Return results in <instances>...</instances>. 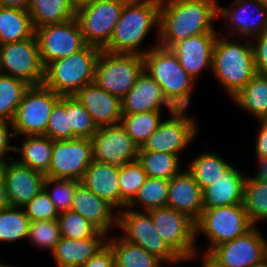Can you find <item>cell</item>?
I'll use <instances>...</instances> for the list:
<instances>
[{
    "label": "cell",
    "instance_id": "1",
    "mask_svg": "<svg viewBox=\"0 0 267 267\" xmlns=\"http://www.w3.org/2000/svg\"><path fill=\"white\" fill-rule=\"evenodd\" d=\"M218 0H161L159 46L170 48L192 36L216 32Z\"/></svg>",
    "mask_w": 267,
    "mask_h": 267
},
{
    "label": "cell",
    "instance_id": "2",
    "mask_svg": "<svg viewBox=\"0 0 267 267\" xmlns=\"http://www.w3.org/2000/svg\"><path fill=\"white\" fill-rule=\"evenodd\" d=\"M160 6L161 0H127L112 37L102 50L143 56L157 46L158 44H155L147 49L140 47L153 28L159 39Z\"/></svg>",
    "mask_w": 267,
    "mask_h": 267
},
{
    "label": "cell",
    "instance_id": "3",
    "mask_svg": "<svg viewBox=\"0 0 267 267\" xmlns=\"http://www.w3.org/2000/svg\"><path fill=\"white\" fill-rule=\"evenodd\" d=\"M223 32L215 40L211 72L231 99L250 82L256 69L251 39L240 42Z\"/></svg>",
    "mask_w": 267,
    "mask_h": 267
},
{
    "label": "cell",
    "instance_id": "4",
    "mask_svg": "<svg viewBox=\"0 0 267 267\" xmlns=\"http://www.w3.org/2000/svg\"><path fill=\"white\" fill-rule=\"evenodd\" d=\"M143 58L144 70L161 87L167 101L176 110H187L196 83L181 67L176 55L169 48L157 45Z\"/></svg>",
    "mask_w": 267,
    "mask_h": 267
},
{
    "label": "cell",
    "instance_id": "5",
    "mask_svg": "<svg viewBox=\"0 0 267 267\" xmlns=\"http://www.w3.org/2000/svg\"><path fill=\"white\" fill-rule=\"evenodd\" d=\"M100 48L86 45L70 56L54 60L44 68L43 85L60 96H74L93 83Z\"/></svg>",
    "mask_w": 267,
    "mask_h": 267
},
{
    "label": "cell",
    "instance_id": "6",
    "mask_svg": "<svg viewBox=\"0 0 267 267\" xmlns=\"http://www.w3.org/2000/svg\"><path fill=\"white\" fill-rule=\"evenodd\" d=\"M195 225L196 243L199 235H204L210 242L204 251L206 253H210L217 245L244 235L253 227L244 203L204 208Z\"/></svg>",
    "mask_w": 267,
    "mask_h": 267
},
{
    "label": "cell",
    "instance_id": "7",
    "mask_svg": "<svg viewBox=\"0 0 267 267\" xmlns=\"http://www.w3.org/2000/svg\"><path fill=\"white\" fill-rule=\"evenodd\" d=\"M118 229L122 238L156 255L168 266L185 262L161 237L151 215L136 208H124L118 212Z\"/></svg>",
    "mask_w": 267,
    "mask_h": 267
},
{
    "label": "cell",
    "instance_id": "8",
    "mask_svg": "<svg viewBox=\"0 0 267 267\" xmlns=\"http://www.w3.org/2000/svg\"><path fill=\"white\" fill-rule=\"evenodd\" d=\"M144 70V58L137 54L101 50L95 66L94 83L122 99Z\"/></svg>",
    "mask_w": 267,
    "mask_h": 267
},
{
    "label": "cell",
    "instance_id": "9",
    "mask_svg": "<svg viewBox=\"0 0 267 267\" xmlns=\"http://www.w3.org/2000/svg\"><path fill=\"white\" fill-rule=\"evenodd\" d=\"M152 222L167 244L185 261L197 259L200 249L196 245L195 221L188 215L169 207L147 211Z\"/></svg>",
    "mask_w": 267,
    "mask_h": 267
},
{
    "label": "cell",
    "instance_id": "10",
    "mask_svg": "<svg viewBox=\"0 0 267 267\" xmlns=\"http://www.w3.org/2000/svg\"><path fill=\"white\" fill-rule=\"evenodd\" d=\"M60 98V95L43 84L30 86L11 121L15 137L44 135L51 111Z\"/></svg>",
    "mask_w": 267,
    "mask_h": 267
},
{
    "label": "cell",
    "instance_id": "11",
    "mask_svg": "<svg viewBox=\"0 0 267 267\" xmlns=\"http://www.w3.org/2000/svg\"><path fill=\"white\" fill-rule=\"evenodd\" d=\"M127 0H95L75 11L87 45L103 49L110 41Z\"/></svg>",
    "mask_w": 267,
    "mask_h": 267
},
{
    "label": "cell",
    "instance_id": "12",
    "mask_svg": "<svg viewBox=\"0 0 267 267\" xmlns=\"http://www.w3.org/2000/svg\"><path fill=\"white\" fill-rule=\"evenodd\" d=\"M44 68L35 35L24 41L0 45L1 74L37 86L43 84Z\"/></svg>",
    "mask_w": 267,
    "mask_h": 267
},
{
    "label": "cell",
    "instance_id": "13",
    "mask_svg": "<svg viewBox=\"0 0 267 267\" xmlns=\"http://www.w3.org/2000/svg\"><path fill=\"white\" fill-rule=\"evenodd\" d=\"M168 119L162 120L154 133L139 147L138 151H155L179 156L198 133L197 119L187 110H175Z\"/></svg>",
    "mask_w": 267,
    "mask_h": 267
},
{
    "label": "cell",
    "instance_id": "14",
    "mask_svg": "<svg viewBox=\"0 0 267 267\" xmlns=\"http://www.w3.org/2000/svg\"><path fill=\"white\" fill-rule=\"evenodd\" d=\"M43 66L82 50L87 44L79 23L74 17L62 23L48 24L35 29Z\"/></svg>",
    "mask_w": 267,
    "mask_h": 267
},
{
    "label": "cell",
    "instance_id": "15",
    "mask_svg": "<svg viewBox=\"0 0 267 267\" xmlns=\"http://www.w3.org/2000/svg\"><path fill=\"white\" fill-rule=\"evenodd\" d=\"M93 160L89 138L53 141L51 164L45 177L81 181Z\"/></svg>",
    "mask_w": 267,
    "mask_h": 267
},
{
    "label": "cell",
    "instance_id": "16",
    "mask_svg": "<svg viewBox=\"0 0 267 267\" xmlns=\"http://www.w3.org/2000/svg\"><path fill=\"white\" fill-rule=\"evenodd\" d=\"M218 17L226 21L224 36L230 38L251 39L267 31V7L257 0H234L225 8L218 5Z\"/></svg>",
    "mask_w": 267,
    "mask_h": 267
},
{
    "label": "cell",
    "instance_id": "17",
    "mask_svg": "<svg viewBox=\"0 0 267 267\" xmlns=\"http://www.w3.org/2000/svg\"><path fill=\"white\" fill-rule=\"evenodd\" d=\"M209 254L223 267H253L267 259V238L253 226L244 235L217 245Z\"/></svg>",
    "mask_w": 267,
    "mask_h": 267
},
{
    "label": "cell",
    "instance_id": "18",
    "mask_svg": "<svg viewBox=\"0 0 267 267\" xmlns=\"http://www.w3.org/2000/svg\"><path fill=\"white\" fill-rule=\"evenodd\" d=\"M93 159L123 166L137 160L139 146L119 125L98 127L91 138Z\"/></svg>",
    "mask_w": 267,
    "mask_h": 267
},
{
    "label": "cell",
    "instance_id": "19",
    "mask_svg": "<svg viewBox=\"0 0 267 267\" xmlns=\"http://www.w3.org/2000/svg\"><path fill=\"white\" fill-rule=\"evenodd\" d=\"M219 33H206L182 39L169 49L176 55L181 67L197 80L207 67L212 71L215 40Z\"/></svg>",
    "mask_w": 267,
    "mask_h": 267
},
{
    "label": "cell",
    "instance_id": "20",
    "mask_svg": "<svg viewBox=\"0 0 267 267\" xmlns=\"http://www.w3.org/2000/svg\"><path fill=\"white\" fill-rule=\"evenodd\" d=\"M10 206L23 207L42 189L45 175L19 164L15 159L2 163Z\"/></svg>",
    "mask_w": 267,
    "mask_h": 267
},
{
    "label": "cell",
    "instance_id": "21",
    "mask_svg": "<svg viewBox=\"0 0 267 267\" xmlns=\"http://www.w3.org/2000/svg\"><path fill=\"white\" fill-rule=\"evenodd\" d=\"M74 97L87 110L97 127L120 124L123 115L121 99L96 83L84 86Z\"/></svg>",
    "mask_w": 267,
    "mask_h": 267
},
{
    "label": "cell",
    "instance_id": "22",
    "mask_svg": "<svg viewBox=\"0 0 267 267\" xmlns=\"http://www.w3.org/2000/svg\"><path fill=\"white\" fill-rule=\"evenodd\" d=\"M121 103L123 115L161 111L164 107L167 108L169 114L176 110L165 98L161 87L145 70L121 99Z\"/></svg>",
    "mask_w": 267,
    "mask_h": 267
},
{
    "label": "cell",
    "instance_id": "23",
    "mask_svg": "<svg viewBox=\"0 0 267 267\" xmlns=\"http://www.w3.org/2000/svg\"><path fill=\"white\" fill-rule=\"evenodd\" d=\"M71 211L82 215L107 235L113 227L118 228V211L82 182L76 186Z\"/></svg>",
    "mask_w": 267,
    "mask_h": 267
},
{
    "label": "cell",
    "instance_id": "24",
    "mask_svg": "<svg viewBox=\"0 0 267 267\" xmlns=\"http://www.w3.org/2000/svg\"><path fill=\"white\" fill-rule=\"evenodd\" d=\"M166 207L188 215L195 222L201 216L204 209L202 189L187 169L169 180Z\"/></svg>",
    "mask_w": 267,
    "mask_h": 267
},
{
    "label": "cell",
    "instance_id": "25",
    "mask_svg": "<svg viewBox=\"0 0 267 267\" xmlns=\"http://www.w3.org/2000/svg\"><path fill=\"white\" fill-rule=\"evenodd\" d=\"M119 166L92 160L81 182L98 197L121 211Z\"/></svg>",
    "mask_w": 267,
    "mask_h": 267
},
{
    "label": "cell",
    "instance_id": "26",
    "mask_svg": "<svg viewBox=\"0 0 267 267\" xmlns=\"http://www.w3.org/2000/svg\"><path fill=\"white\" fill-rule=\"evenodd\" d=\"M247 176L248 174L232 166L223 178L202 190L204 208L244 203Z\"/></svg>",
    "mask_w": 267,
    "mask_h": 267
},
{
    "label": "cell",
    "instance_id": "27",
    "mask_svg": "<svg viewBox=\"0 0 267 267\" xmlns=\"http://www.w3.org/2000/svg\"><path fill=\"white\" fill-rule=\"evenodd\" d=\"M107 237L68 239L61 237L51 253L55 267H79L85 264L106 243Z\"/></svg>",
    "mask_w": 267,
    "mask_h": 267
},
{
    "label": "cell",
    "instance_id": "28",
    "mask_svg": "<svg viewBox=\"0 0 267 267\" xmlns=\"http://www.w3.org/2000/svg\"><path fill=\"white\" fill-rule=\"evenodd\" d=\"M21 146L15 145V153H21L20 158H14L19 164L46 175L51 164L53 141L45 135H26Z\"/></svg>",
    "mask_w": 267,
    "mask_h": 267
},
{
    "label": "cell",
    "instance_id": "29",
    "mask_svg": "<svg viewBox=\"0 0 267 267\" xmlns=\"http://www.w3.org/2000/svg\"><path fill=\"white\" fill-rule=\"evenodd\" d=\"M34 35L28 10L0 6V45L24 41Z\"/></svg>",
    "mask_w": 267,
    "mask_h": 267
},
{
    "label": "cell",
    "instance_id": "30",
    "mask_svg": "<svg viewBox=\"0 0 267 267\" xmlns=\"http://www.w3.org/2000/svg\"><path fill=\"white\" fill-rule=\"evenodd\" d=\"M232 101L256 120L267 119V75L255 74Z\"/></svg>",
    "mask_w": 267,
    "mask_h": 267
},
{
    "label": "cell",
    "instance_id": "31",
    "mask_svg": "<svg viewBox=\"0 0 267 267\" xmlns=\"http://www.w3.org/2000/svg\"><path fill=\"white\" fill-rule=\"evenodd\" d=\"M107 244L114 254L115 267H164L166 265L156 255L132 244L121 236L107 237Z\"/></svg>",
    "mask_w": 267,
    "mask_h": 267
},
{
    "label": "cell",
    "instance_id": "32",
    "mask_svg": "<svg viewBox=\"0 0 267 267\" xmlns=\"http://www.w3.org/2000/svg\"><path fill=\"white\" fill-rule=\"evenodd\" d=\"M187 170L203 190L213 182L224 177L233 166L217 152H201L192 158Z\"/></svg>",
    "mask_w": 267,
    "mask_h": 267
},
{
    "label": "cell",
    "instance_id": "33",
    "mask_svg": "<svg viewBox=\"0 0 267 267\" xmlns=\"http://www.w3.org/2000/svg\"><path fill=\"white\" fill-rule=\"evenodd\" d=\"M27 10L35 29L71 20L76 11L69 0H30Z\"/></svg>",
    "mask_w": 267,
    "mask_h": 267
},
{
    "label": "cell",
    "instance_id": "34",
    "mask_svg": "<svg viewBox=\"0 0 267 267\" xmlns=\"http://www.w3.org/2000/svg\"><path fill=\"white\" fill-rule=\"evenodd\" d=\"M137 160L143 166L147 177L170 180L182 171L181 156L155 151H138Z\"/></svg>",
    "mask_w": 267,
    "mask_h": 267
},
{
    "label": "cell",
    "instance_id": "35",
    "mask_svg": "<svg viewBox=\"0 0 267 267\" xmlns=\"http://www.w3.org/2000/svg\"><path fill=\"white\" fill-rule=\"evenodd\" d=\"M244 206L253 226L267 221V181L247 176L245 182Z\"/></svg>",
    "mask_w": 267,
    "mask_h": 267
},
{
    "label": "cell",
    "instance_id": "36",
    "mask_svg": "<svg viewBox=\"0 0 267 267\" xmlns=\"http://www.w3.org/2000/svg\"><path fill=\"white\" fill-rule=\"evenodd\" d=\"M169 191V180L147 177L134 199L126 206L133 209L141 207L143 211L166 207Z\"/></svg>",
    "mask_w": 267,
    "mask_h": 267
},
{
    "label": "cell",
    "instance_id": "37",
    "mask_svg": "<svg viewBox=\"0 0 267 267\" xmlns=\"http://www.w3.org/2000/svg\"><path fill=\"white\" fill-rule=\"evenodd\" d=\"M161 114L162 111H147L122 115L120 124L133 141L141 147L163 120Z\"/></svg>",
    "mask_w": 267,
    "mask_h": 267
},
{
    "label": "cell",
    "instance_id": "38",
    "mask_svg": "<svg viewBox=\"0 0 267 267\" xmlns=\"http://www.w3.org/2000/svg\"><path fill=\"white\" fill-rule=\"evenodd\" d=\"M30 219L23 207L9 206L0 209V242H18L27 239Z\"/></svg>",
    "mask_w": 267,
    "mask_h": 267
},
{
    "label": "cell",
    "instance_id": "39",
    "mask_svg": "<svg viewBox=\"0 0 267 267\" xmlns=\"http://www.w3.org/2000/svg\"><path fill=\"white\" fill-rule=\"evenodd\" d=\"M29 87L30 85L20 79L0 73V119L13 120Z\"/></svg>",
    "mask_w": 267,
    "mask_h": 267
},
{
    "label": "cell",
    "instance_id": "40",
    "mask_svg": "<svg viewBox=\"0 0 267 267\" xmlns=\"http://www.w3.org/2000/svg\"><path fill=\"white\" fill-rule=\"evenodd\" d=\"M147 179L143 166L138 160L119 166V186L121 190V210L134 199Z\"/></svg>",
    "mask_w": 267,
    "mask_h": 267
},
{
    "label": "cell",
    "instance_id": "41",
    "mask_svg": "<svg viewBox=\"0 0 267 267\" xmlns=\"http://www.w3.org/2000/svg\"><path fill=\"white\" fill-rule=\"evenodd\" d=\"M58 222L61 237L68 239L108 237L82 215L71 210L59 213Z\"/></svg>",
    "mask_w": 267,
    "mask_h": 267
},
{
    "label": "cell",
    "instance_id": "42",
    "mask_svg": "<svg viewBox=\"0 0 267 267\" xmlns=\"http://www.w3.org/2000/svg\"><path fill=\"white\" fill-rule=\"evenodd\" d=\"M61 233L58 219L45 221H30L27 240L40 250L51 253L60 241Z\"/></svg>",
    "mask_w": 267,
    "mask_h": 267
},
{
    "label": "cell",
    "instance_id": "43",
    "mask_svg": "<svg viewBox=\"0 0 267 267\" xmlns=\"http://www.w3.org/2000/svg\"><path fill=\"white\" fill-rule=\"evenodd\" d=\"M66 112L69 114V126L77 138H89L97 132L92 117L74 96H66Z\"/></svg>",
    "mask_w": 267,
    "mask_h": 267
},
{
    "label": "cell",
    "instance_id": "44",
    "mask_svg": "<svg viewBox=\"0 0 267 267\" xmlns=\"http://www.w3.org/2000/svg\"><path fill=\"white\" fill-rule=\"evenodd\" d=\"M80 182L72 179L45 177L43 189L53 201L56 210L61 213L71 210L75 189Z\"/></svg>",
    "mask_w": 267,
    "mask_h": 267
},
{
    "label": "cell",
    "instance_id": "45",
    "mask_svg": "<svg viewBox=\"0 0 267 267\" xmlns=\"http://www.w3.org/2000/svg\"><path fill=\"white\" fill-rule=\"evenodd\" d=\"M44 135L48 136L52 141L77 138L69 126V114L66 112V96H61L60 100L54 105Z\"/></svg>",
    "mask_w": 267,
    "mask_h": 267
},
{
    "label": "cell",
    "instance_id": "46",
    "mask_svg": "<svg viewBox=\"0 0 267 267\" xmlns=\"http://www.w3.org/2000/svg\"><path fill=\"white\" fill-rule=\"evenodd\" d=\"M23 209L30 221L56 220L59 216L53 201L44 189L23 206Z\"/></svg>",
    "mask_w": 267,
    "mask_h": 267
},
{
    "label": "cell",
    "instance_id": "47",
    "mask_svg": "<svg viewBox=\"0 0 267 267\" xmlns=\"http://www.w3.org/2000/svg\"><path fill=\"white\" fill-rule=\"evenodd\" d=\"M254 38L256 41H254ZM251 43L256 73L260 75H267V31L252 37Z\"/></svg>",
    "mask_w": 267,
    "mask_h": 267
},
{
    "label": "cell",
    "instance_id": "48",
    "mask_svg": "<svg viewBox=\"0 0 267 267\" xmlns=\"http://www.w3.org/2000/svg\"><path fill=\"white\" fill-rule=\"evenodd\" d=\"M14 136L11 121L0 119V163L14 159L9 154L10 152H15V145L10 144V139L14 138Z\"/></svg>",
    "mask_w": 267,
    "mask_h": 267
},
{
    "label": "cell",
    "instance_id": "49",
    "mask_svg": "<svg viewBox=\"0 0 267 267\" xmlns=\"http://www.w3.org/2000/svg\"><path fill=\"white\" fill-rule=\"evenodd\" d=\"M79 267H115L114 254L111 247L106 243L85 264Z\"/></svg>",
    "mask_w": 267,
    "mask_h": 267
},
{
    "label": "cell",
    "instance_id": "50",
    "mask_svg": "<svg viewBox=\"0 0 267 267\" xmlns=\"http://www.w3.org/2000/svg\"><path fill=\"white\" fill-rule=\"evenodd\" d=\"M258 133L254 145V155L256 158L267 157V121L258 120Z\"/></svg>",
    "mask_w": 267,
    "mask_h": 267
},
{
    "label": "cell",
    "instance_id": "51",
    "mask_svg": "<svg viewBox=\"0 0 267 267\" xmlns=\"http://www.w3.org/2000/svg\"><path fill=\"white\" fill-rule=\"evenodd\" d=\"M10 206V200L5 184V174L3 172L2 163H0V209Z\"/></svg>",
    "mask_w": 267,
    "mask_h": 267
},
{
    "label": "cell",
    "instance_id": "52",
    "mask_svg": "<svg viewBox=\"0 0 267 267\" xmlns=\"http://www.w3.org/2000/svg\"><path fill=\"white\" fill-rule=\"evenodd\" d=\"M255 160H257V170L254 173L253 176L267 181V157L266 158H256Z\"/></svg>",
    "mask_w": 267,
    "mask_h": 267
},
{
    "label": "cell",
    "instance_id": "53",
    "mask_svg": "<svg viewBox=\"0 0 267 267\" xmlns=\"http://www.w3.org/2000/svg\"><path fill=\"white\" fill-rule=\"evenodd\" d=\"M30 0H0V6L27 10Z\"/></svg>",
    "mask_w": 267,
    "mask_h": 267
},
{
    "label": "cell",
    "instance_id": "54",
    "mask_svg": "<svg viewBox=\"0 0 267 267\" xmlns=\"http://www.w3.org/2000/svg\"><path fill=\"white\" fill-rule=\"evenodd\" d=\"M202 261H200L201 267H223L214 257H212L209 253H202L201 256Z\"/></svg>",
    "mask_w": 267,
    "mask_h": 267
},
{
    "label": "cell",
    "instance_id": "55",
    "mask_svg": "<svg viewBox=\"0 0 267 267\" xmlns=\"http://www.w3.org/2000/svg\"><path fill=\"white\" fill-rule=\"evenodd\" d=\"M69 1L73 6V8L76 10L81 6L94 2L95 0H69Z\"/></svg>",
    "mask_w": 267,
    "mask_h": 267
},
{
    "label": "cell",
    "instance_id": "56",
    "mask_svg": "<svg viewBox=\"0 0 267 267\" xmlns=\"http://www.w3.org/2000/svg\"><path fill=\"white\" fill-rule=\"evenodd\" d=\"M253 267H267V259H265L262 263L255 265Z\"/></svg>",
    "mask_w": 267,
    "mask_h": 267
},
{
    "label": "cell",
    "instance_id": "57",
    "mask_svg": "<svg viewBox=\"0 0 267 267\" xmlns=\"http://www.w3.org/2000/svg\"><path fill=\"white\" fill-rule=\"evenodd\" d=\"M257 1H259L261 4L267 7V0H257Z\"/></svg>",
    "mask_w": 267,
    "mask_h": 267
},
{
    "label": "cell",
    "instance_id": "58",
    "mask_svg": "<svg viewBox=\"0 0 267 267\" xmlns=\"http://www.w3.org/2000/svg\"><path fill=\"white\" fill-rule=\"evenodd\" d=\"M11 265L9 264H5V263H2V262H0V267H10Z\"/></svg>",
    "mask_w": 267,
    "mask_h": 267
}]
</instances>
